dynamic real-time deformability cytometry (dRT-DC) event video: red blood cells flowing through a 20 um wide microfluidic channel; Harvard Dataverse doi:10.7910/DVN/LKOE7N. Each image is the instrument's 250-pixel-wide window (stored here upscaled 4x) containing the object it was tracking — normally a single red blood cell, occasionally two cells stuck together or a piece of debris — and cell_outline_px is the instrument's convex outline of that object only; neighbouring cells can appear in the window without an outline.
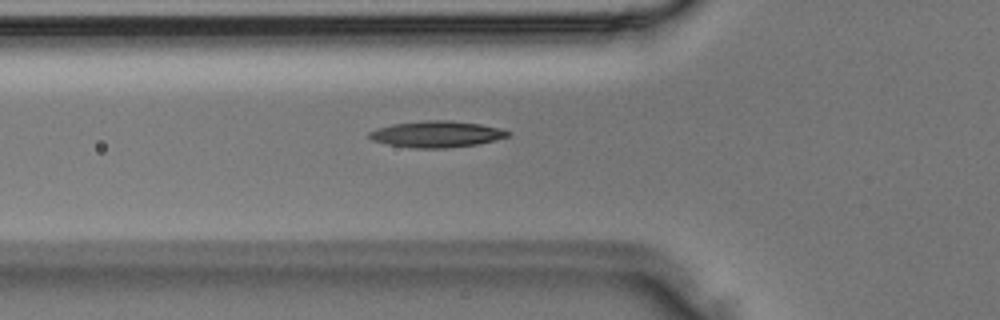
{"species": "Egyptian fruit bat (a non-hibernating species)", "species_latin": "Rousettus aegyptiacus", "temperature_condition": "room temperature", "stored_images_in_passage": 29, "camera_frame_rate_fps": 3000, "um_per_image_px": 0.085, "animal": {"sex": "male"}, "frame": {"image": 1, "passage_image": 5, "time_ms": 1.333, "image_size_px": [1000, 320], "cell_outline_px": [[512, 132], [508, 136], [476, 144], [448, 148], [412, 148], [388, 144], [372, 140], [368, 136], [368, 132], [376, 128], [392, 124], [428, 120], [448, 120], [480, 124], [500, 128]], "centroid_in_image_um": [37.08, 11.4], "position_along_channel_um": 88.7, "area_um2": 21.15}}
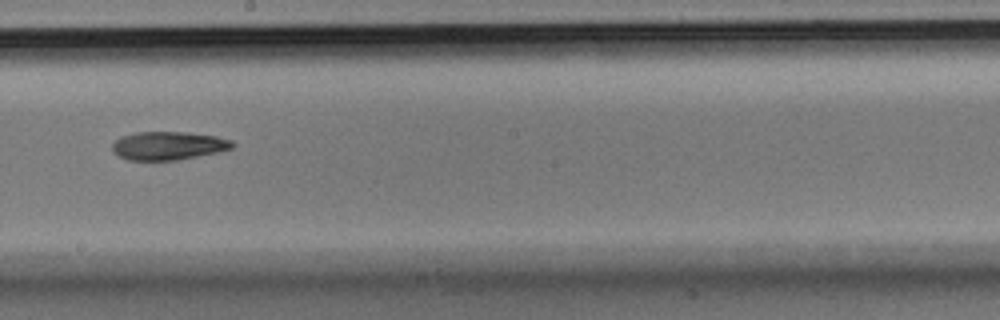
{"frame": {"image": 2, "passage_image": 13, "time_ms": 4.0, "image_size_px": [1000, 320], "cell_outline_px": [[236, 144], [232, 148], [216, 152], [176, 160], [128, 160], [112, 152], [112, 144], [120, 136], [136, 132], [188, 132], [216, 136], [232, 140]], "centroid_in_image_um": [14.29, 12.37], "position_along_channel_um": 233.9, "area_um2": 19.83}}
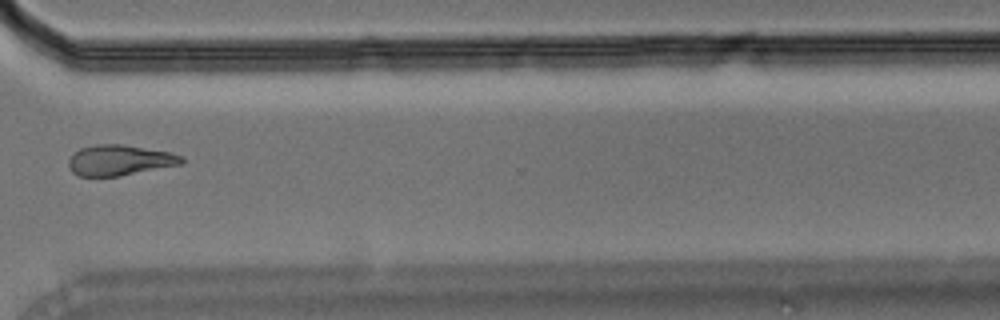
{"frame": {"image": 3, "passage_image": 20, "time_ms": 6.333, "image_size_px": [1000, 320], "cell_outline_px": [[184, 160], [180, 164], [120, 176], [80, 176], [72, 172], [68, 164], [68, 160], [80, 148], [96, 144], [124, 144], [172, 152], [184, 156]], "centroid_in_image_um": [10.19, 13.6], "position_along_channel_um": 360.4, "area_um2": 20.11}}